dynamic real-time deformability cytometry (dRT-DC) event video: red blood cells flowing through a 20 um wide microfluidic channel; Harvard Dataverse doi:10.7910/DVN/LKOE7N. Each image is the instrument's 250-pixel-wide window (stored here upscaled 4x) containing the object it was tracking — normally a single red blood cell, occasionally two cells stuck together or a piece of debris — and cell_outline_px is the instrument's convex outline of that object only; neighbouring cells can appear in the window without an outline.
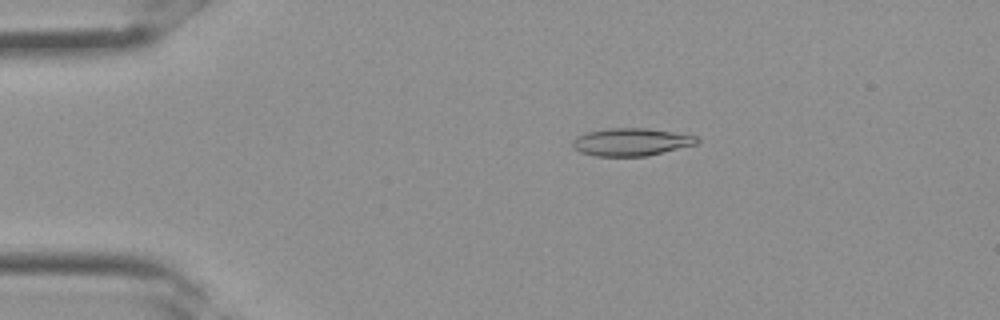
{"species": "Egyptian fruit bat (a non-hibernating species)", "species_latin": "Rousettus aegyptiacus", "temperature_condition": "room temperature", "stored_images_in_passage": 34, "camera_frame_rate_fps": 3000, "um_per_image_px": 0.085, "frame": {"image": 1, "passage_image": 7, "time_ms": 2.0, "image_size_px": [1000, 320], "cell_outline_px": [[700, 140], [696, 144], [644, 156], [596, 156], [580, 152], [572, 148], [572, 140], [584, 132], [608, 128], [644, 128], [672, 132], [696, 136]], "centroid_in_image_um": [53.58, 12.06], "position_along_channel_um": 31.4, "area_um2": 19.88}}
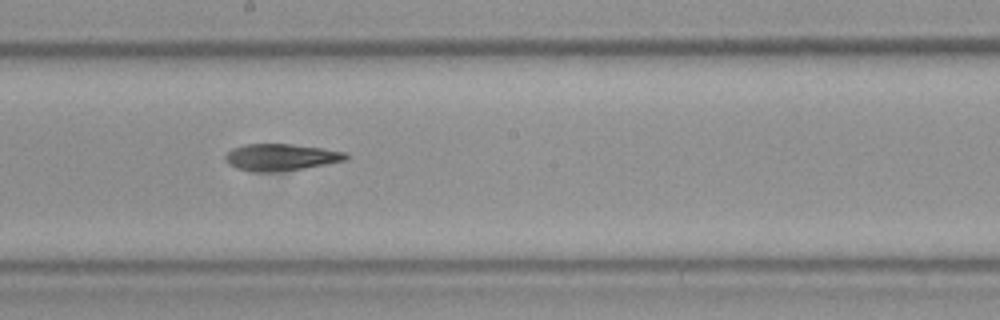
{"frame": {"image": 2, "passage_image": 19, "time_ms": 6.0, "image_size_px": [1000, 320], "cell_outline_px": [[348, 156], [344, 160], [304, 168], [272, 172], [252, 172], [236, 168], [228, 164], [224, 160], [224, 156], [232, 148], [244, 144], [292, 144], [348, 152]], "centroid_in_image_um": [23.81, 13.36], "position_along_channel_um": 224.4, "area_um2": 18.79}}
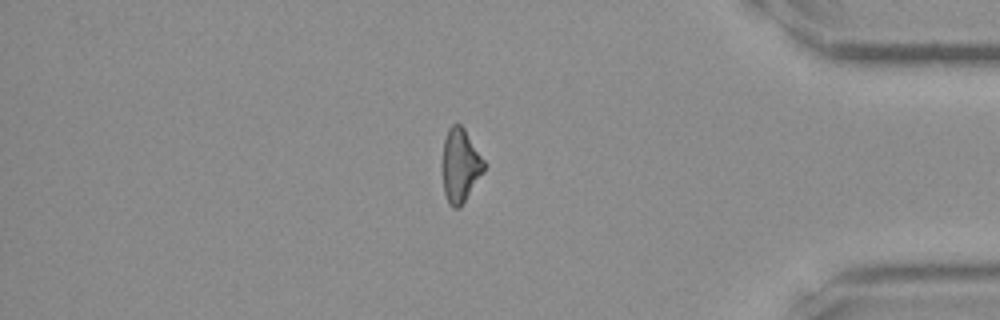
{"frame": {"image": 3, "passage_image": 29, "time_ms": 9.333, "image_size_px": [1000, 320], "cell_outline_px": [[488, 164], [484, 172], [460, 208], [452, 208], [448, 204], [444, 192], [440, 164], [444, 140], [448, 128], [452, 124], [460, 124], [464, 128]], "centroid_in_image_um": [39.11, 14.07], "position_along_channel_um": 396.1, "area_um2": 18.61}}